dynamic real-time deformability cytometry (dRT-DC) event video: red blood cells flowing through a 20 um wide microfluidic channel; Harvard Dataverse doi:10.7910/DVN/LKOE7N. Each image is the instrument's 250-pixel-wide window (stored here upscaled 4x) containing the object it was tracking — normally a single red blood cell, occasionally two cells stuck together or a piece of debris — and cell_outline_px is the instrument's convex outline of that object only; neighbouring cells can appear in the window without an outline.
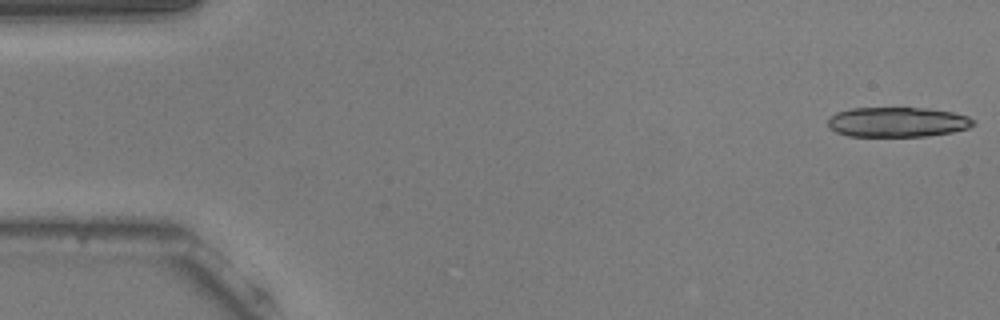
{"species": "common noctule bat (a hibernating species)", "species_latin": "Nyctalus noctula", "temperature_condition": "warm", "stored_images_in_passage": 16, "camera_frame_rate_fps": 3000, "um_per_image_px": 0.085, "animal": {"sex": "male", "body_mass_g": 20.5, "forearm_length_mm": 52.5}, "frame": {"image": 1, "passage_image": 1, "time_ms": 0.0, "image_size_px": [1000, 320], "cell_outline_px": [[976, 124], [968, 128], [952, 132], [928, 136], [848, 136], [836, 132], [828, 128], [828, 120], [836, 112], [852, 108], [928, 108], [952, 112], [968, 116], [976, 120]], "centroid_in_image_um": [76.3, 10.37], "position_along_channel_um": 8.7, "area_um2": 25.49}}